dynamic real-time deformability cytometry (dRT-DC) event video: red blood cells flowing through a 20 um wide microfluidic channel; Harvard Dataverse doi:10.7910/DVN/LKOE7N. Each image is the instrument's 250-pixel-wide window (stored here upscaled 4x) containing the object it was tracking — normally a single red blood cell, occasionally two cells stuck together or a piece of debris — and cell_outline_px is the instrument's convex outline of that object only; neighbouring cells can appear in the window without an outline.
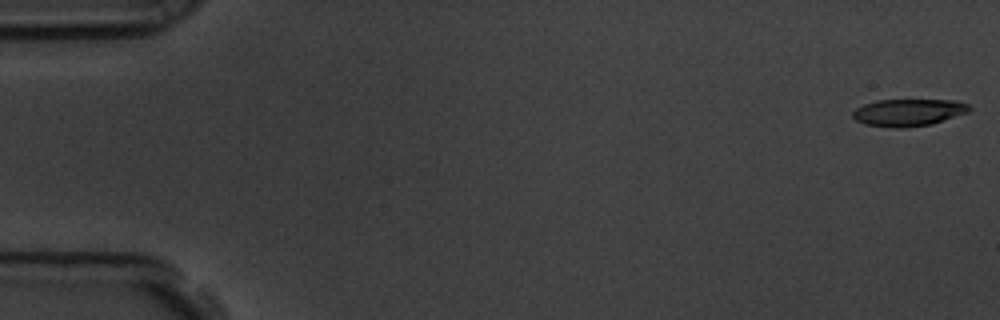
{"species": "common noctule bat (a hibernating species)", "species_latin": "Nyctalus noctula", "temperature_condition": "room temperature", "stored_images_in_passage": 57, "camera_frame_rate_fps": 3000, "um_per_image_px": 0.085, "animal": {"sex": "male", "body_mass_g": 19.5, "forearm_length_mm": 54.6}, "frame": {"image": 1, "passage_image": 1, "time_ms": 0.0, "image_size_px": [1000, 320], "cell_outline_px": [[972, 108], [968, 112], [932, 124], [904, 128], [892, 128], [864, 124], [856, 120], [852, 116], [852, 112], [856, 108], [864, 104], [876, 100], [956, 100], [968, 104]], "centroid_in_image_um": [77.21, 9.56], "position_along_channel_um": 7.8, "area_um2": 18.55}}
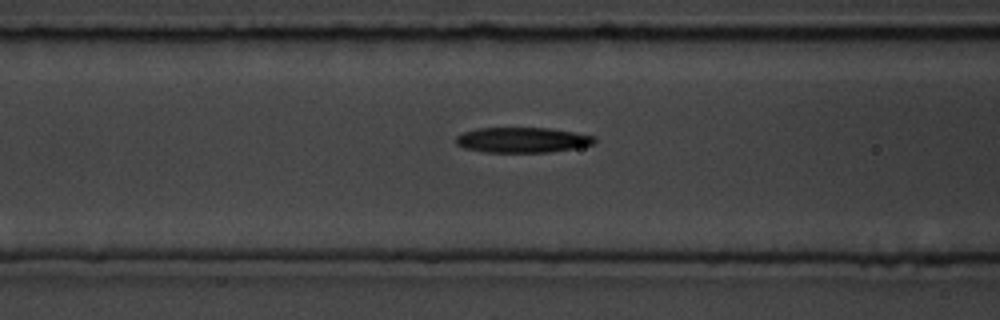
{"frame": {"image": 2, "passage_image": 23, "time_ms": 7.333, "image_size_px": [1000, 320], "cell_outline_px": [[596, 140], [592, 144], [572, 148], [548, 152], [484, 152], [464, 148], [456, 144], [456, 136], [464, 132], [476, 128], [552, 128], [576, 132], [596, 136]], "centroid_in_image_um": [44.39, 11.89], "position_along_channel_um": 122.2, "area_um2": 20.4}}
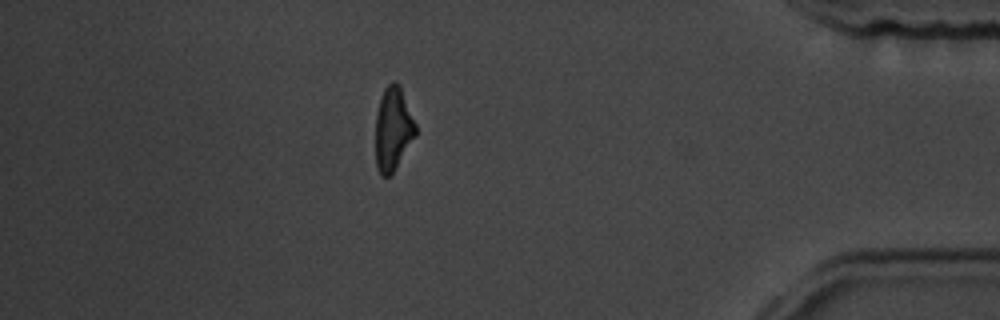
{"frame": {"image": 3, "passage_image": 50, "time_ms": 16.333, "image_size_px": [1000, 320], "cell_outline_px": [[416, 136], [392, 172], [388, 176], [380, 176], [376, 164], [376, 112], [380, 96], [384, 88], [392, 80], [396, 80], [400, 84], [416, 124]], "centroid_in_image_um": [33.4, 10.89], "position_along_channel_um": 401.8, "area_um2": 19.59}, "authors_computed_cell_mechanics": {"area_um2": 20.2878, "velocity_mm_per_s": 3.5701, "shape_relaxation_time_tau1_ms": 4.6516, "shape_relaxation_time_tau2_ms": 2.9556, "deformation_change_tau1": 0.1634, "deformation_change_tau2": 0.1285}}